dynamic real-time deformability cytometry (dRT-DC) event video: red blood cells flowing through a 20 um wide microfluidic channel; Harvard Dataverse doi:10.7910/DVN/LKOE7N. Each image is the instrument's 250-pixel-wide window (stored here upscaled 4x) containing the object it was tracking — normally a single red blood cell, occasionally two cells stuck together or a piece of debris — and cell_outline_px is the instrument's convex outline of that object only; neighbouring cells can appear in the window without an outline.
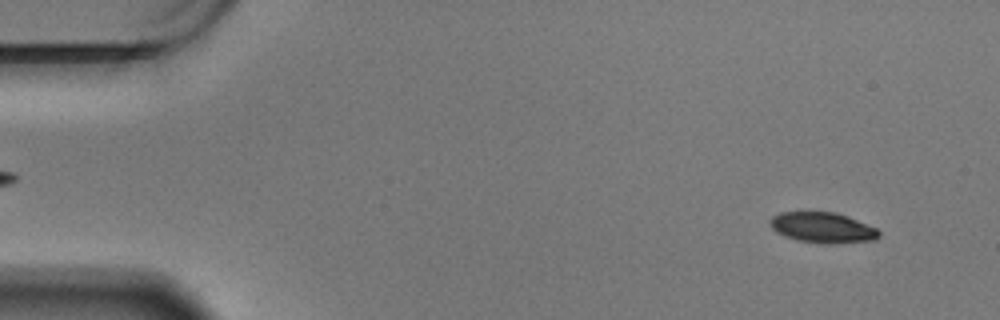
{"species": "Egyptian fruit bat (a non-hibernating species)", "species_latin": "Rousettus aegyptiacus", "temperature_condition": "warm", "stored_images_in_passage": 59, "camera_frame_rate_fps": 3000, "um_per_image_px": 0.085, "animal": {"sex": "male"}, "frame": {"image": 1, "passage_image": 4, "time_ms": 1.0, "image_size_px": [1000, 320], "cell_outline_px": [[880, 236], [876, 240], [836, 244], [824, 244], [796, 240], [784, 236], [776, 232], [768, 224], [768, 220], [772, 216], [780, 212], [836, 212], [848, 216], [876, 228], [880, 232]], "centroid_in_image_um": [69.91, 19.36], "position_along_channel_um": 15.1, "area_um2": 19.71}}
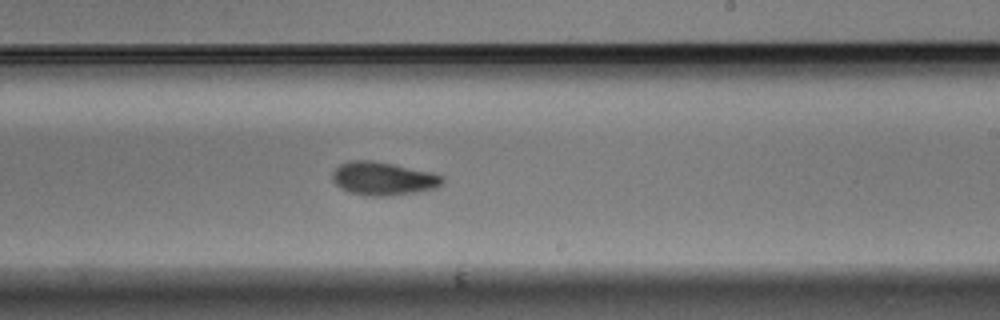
{"frame": {"image": 2, "passage_image": 35, "time_ms": 11.333, "image_size_px": [1000, 320], "cell_outline_px": [[444, 180], [436, 188], [388, 196], [364, 196], [340, 188], [332, 180], [332, 172], [340, 164], [348, 160], [372, 160], [432, 172], [444, 176]], "centroid_in_image_um": [32.54, 15.17], "position_along_channel_um": 256.5, "area_um2": 21.27}}
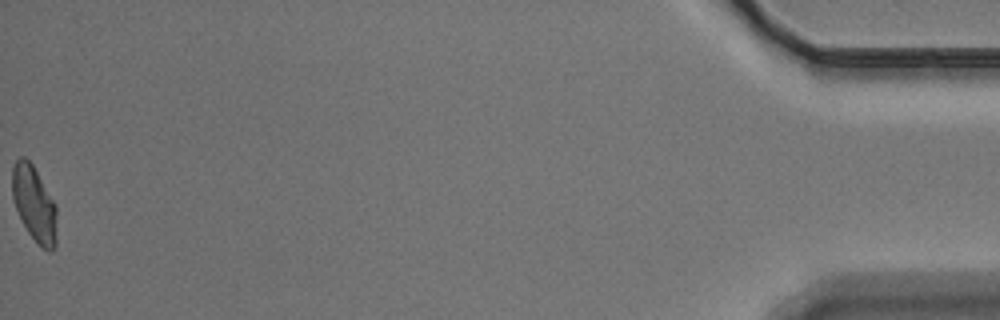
{"frame": {"image": 3, "passage_image": 59, "time_ms": 19.333, "image_size_px": [1000, 320], "cell_outline_px": [[56, 248], [52, 252], [48, 252], [28, 232], [16, 208], [12, 196], [12, 168], [16, 160], [20, 156], [24, 156], [32, 164], [56, 204]], "centroid_in_image_um": [2.92, 17.32], "position_along_channel_um": 432.3, "area_um2": 19.42}, "authors_computed_cell_mechanics": {"area_um2": 20.5768, "velocity_mm_per_s": 3.4188, "shape_relaxation_time_tau1_ms": 3.1968, "shape_relaxation_time_tau2_ms": 4.2218, "deformation_change_tau1": 0.1499, "deformation_change_tau2": 0.088}}